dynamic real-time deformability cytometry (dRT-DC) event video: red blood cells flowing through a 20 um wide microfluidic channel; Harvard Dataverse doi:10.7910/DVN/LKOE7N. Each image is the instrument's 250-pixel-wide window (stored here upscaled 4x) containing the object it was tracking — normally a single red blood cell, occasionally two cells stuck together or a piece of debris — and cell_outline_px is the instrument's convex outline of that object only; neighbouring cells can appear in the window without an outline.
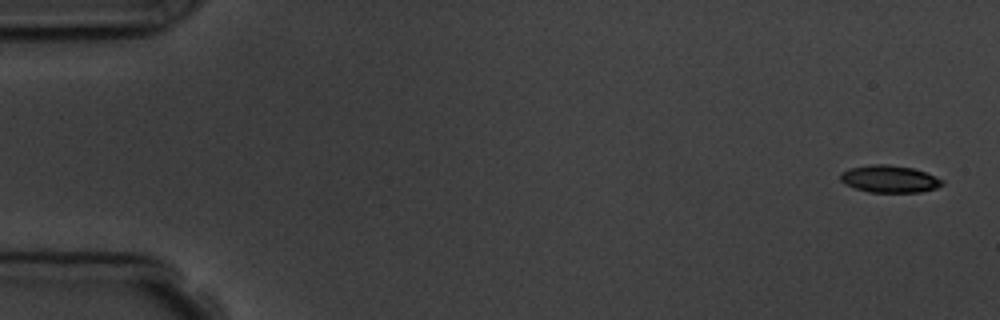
{"species": "common noctule bat (a hibernating species)", "species_latin": "Nyctalus noctula", "temperature_condition": "room temperature", "stored_images_in_passage": 7, "camera_frame_rate_fps": 3000, "um_per_image_px": 0.085, "animal": {"sex": "male", "body_mass_g": 19.5, "forearm_length_mm": 54.6}, "frame": {"image": 1, "passage_image": 1, "time_ms": 0.0, "image_size_px": [1000, 320], "cell_outline_px": [[944, 184], [936, 188], [920, 192], [868, 192], [844, 184], [840, 180], [840, 172], [852, 168], [872, 164], [888, 164], [912, 168], [924, 172], [944, 180]], "centroid_in_image_um": [75.6, 15.21], "position_along_channel_um": 9.4, "area_um2": 16.07}}